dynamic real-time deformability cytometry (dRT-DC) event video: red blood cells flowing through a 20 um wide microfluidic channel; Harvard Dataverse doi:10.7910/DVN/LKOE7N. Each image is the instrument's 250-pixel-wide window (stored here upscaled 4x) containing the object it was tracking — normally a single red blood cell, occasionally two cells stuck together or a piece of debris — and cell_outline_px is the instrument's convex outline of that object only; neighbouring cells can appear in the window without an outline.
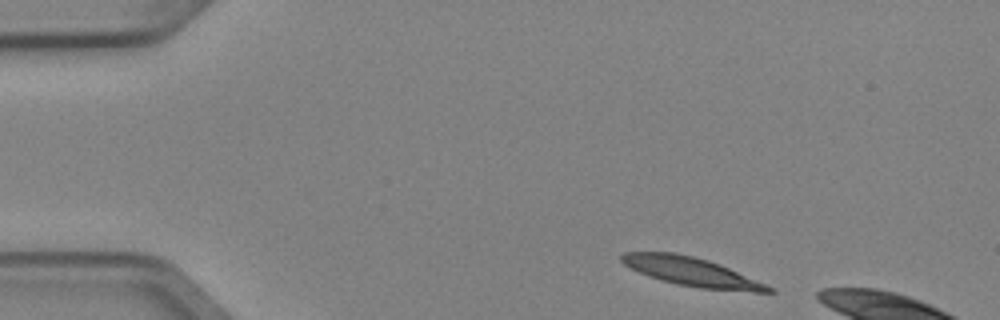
{"species": "Egyptian fruit bat (a non-hibernating species)", "species_latin": "Rousettus aegyptiacus", "temperature_condition": "cold", "stored_images_in_passage": 3, "camera_frame_rate_fps": 3000, "um_per_image_px": 0.085, "animal": {"sex": "female"}, "frame": {"image": 1, "passage_image": 1, "time_ms": 0.0, "image_size_px": [1000, 320], "cell_outline_px": [[776, 292], [752, 292], [700, 288], [676, 284], [660, 280], [648, 276], [624, 264], [620, 260], [620, 256], [624, 252], [676, 252], [708, 260], [720, 264], [776, 288]], "centroid_in_image_um": [58.82, 23.11], "position_along_channel_um": 26.2, "area_um2": 24.68}}